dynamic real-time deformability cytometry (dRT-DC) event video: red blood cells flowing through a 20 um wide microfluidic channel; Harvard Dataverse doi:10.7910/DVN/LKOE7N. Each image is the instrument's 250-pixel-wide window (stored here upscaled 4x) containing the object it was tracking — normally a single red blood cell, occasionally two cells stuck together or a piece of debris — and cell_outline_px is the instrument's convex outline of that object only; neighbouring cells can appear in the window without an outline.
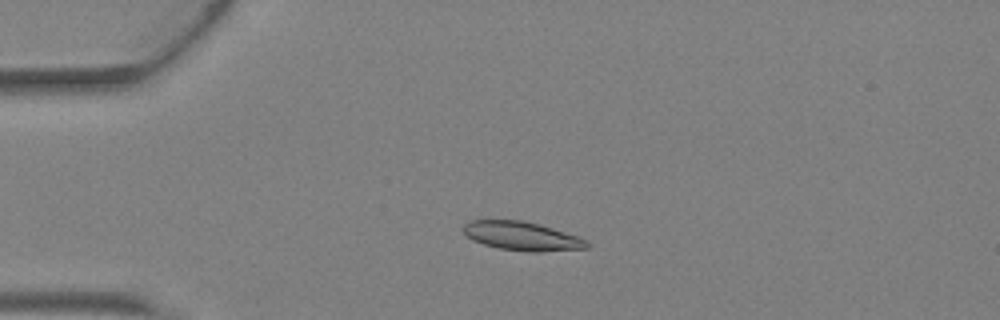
{"species": "Egyptian fruit bat (a non-hibernating species)", "species_latin": "Rousettus aegyptiacus", "temperature_condition": "warm", "stored_images_in_passage": 3, "camera_frame_rate_fps": 3000, "um_per_image_px": 0.085, "animal": {"sex": "female"}, "frame": {"image": 1, "passage_image": 2, "time_ms": 0.333, "image_size_px": [1000, 320], "cell_outline_px": [[592, 244], [588, 248], [540, 252], [528, 252], [500, 248], [484, 244], [472, 240], [464, 232], [464, 224], [468, 220], [524, 220], [580, 236], [588, 240]], "centroid_in_image_um": [44.43, 20.07], "position_along_channel_um": 40.6, "area_um2": 20.87}}